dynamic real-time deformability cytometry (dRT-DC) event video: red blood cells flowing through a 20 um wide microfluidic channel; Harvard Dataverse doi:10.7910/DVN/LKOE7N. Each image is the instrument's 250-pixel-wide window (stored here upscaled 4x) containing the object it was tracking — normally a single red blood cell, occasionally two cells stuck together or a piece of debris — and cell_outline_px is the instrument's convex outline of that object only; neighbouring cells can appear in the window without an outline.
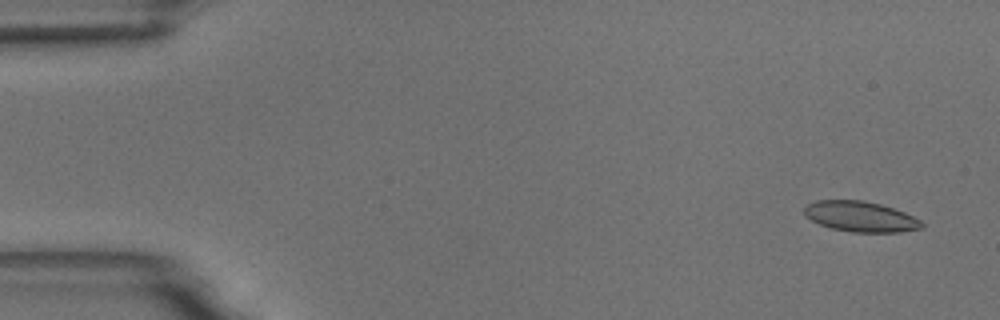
{"species": "common noctule bat (a hibernating species)", "species_latin": "Nyctalus noctula", "temperature_condition": "room temperature", "stored_images_in_passage": 12, "camera_frame_rate_fps": 3000, "um_per_image_px": 0.085, "animal": {"sex": "male", "body_mass_g": 18.8}, "frame": {"image": 1, "passage_image": 3, "time_ms": 0.667, "image_size_px": [1000, 320], "cell_outline_px": [[924, 228], [900, 232], [852, 232], [832, 228], [820, 224], [804, 216], [804, 208], [808, 204], [816, 200], [864, 200], [880, 204], [904, 212], [920, 220], [924, 224]], "centroid_in_image_um": [73.15, 18.41], "position_along_channel_um": 11.9, "area_um2": 20.81}}